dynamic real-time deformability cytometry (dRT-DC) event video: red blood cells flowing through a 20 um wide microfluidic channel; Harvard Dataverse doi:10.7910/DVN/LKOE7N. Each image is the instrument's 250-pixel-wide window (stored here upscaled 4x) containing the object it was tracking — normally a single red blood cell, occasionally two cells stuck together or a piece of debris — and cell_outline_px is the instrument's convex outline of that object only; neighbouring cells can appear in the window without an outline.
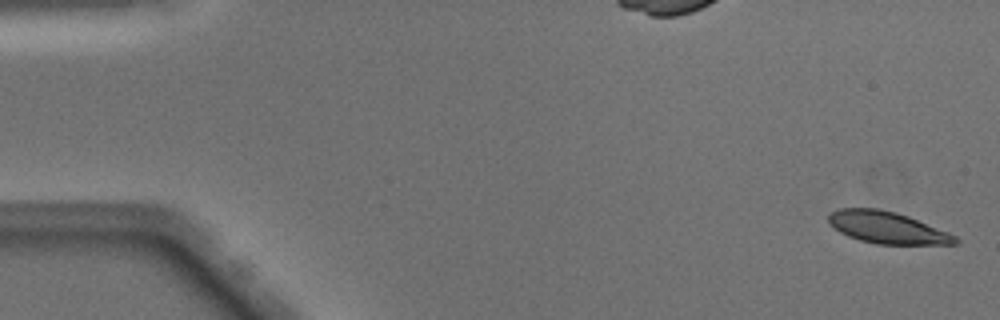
{"species": "Egyptian fruit bat (a non-hibernating species)", "species_latin": "Rousettus aegyptiacus", "temperature_condition": "warm", "stored_images_in_passage": 50, "camera_frame_rate_fps": 3000, "um_per_image_px": 0.085, "animal": {"sex": "male"}, "frame": {"image": 1, "passage_image": 2, "time_ms": 0.333, "image_size_px": [1000, 320], "cell_outline_px": [[960, 244], [876, 244], [860, 240], [848, 236], [840, 232], [828, 220], [828, 212], [840, 208], [876, 208], [896, 212], [908, 216], [948, 232], [956, 236], [960, 240]], "centroid_in_image_um": [75.42, 19.34], "position_along_channel_um": 9.6, "area_um2": 23.47}}
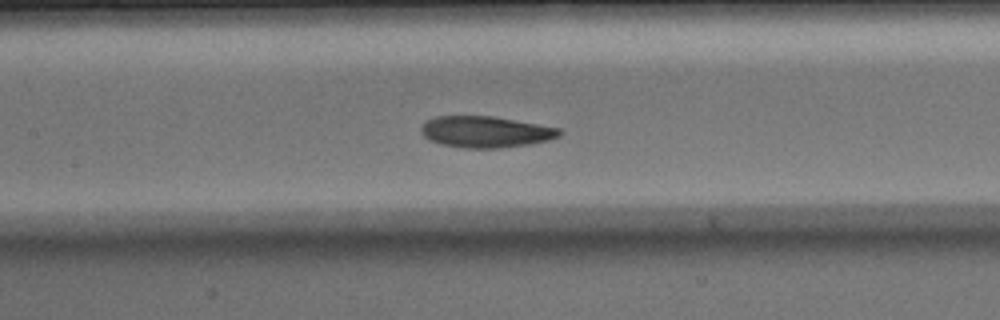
{"frame": {"image": 2, "passage_image": 24, "time_ms": 7.667, "image_size_px": [1000, 320], "cell_outline_px": [[564, 132], [560, 136], [548, 140], [532, 144], [500, 148], [464, 148], [440, 144], [428, 140], [420, 132], [420, 128], [424, 120], [436, 116], [492, 116], [560, 128]], "centroid_in_image_um": [41.25, 11.21], "position_along_channel_um": 166.1, "area_um2": 25.55}}
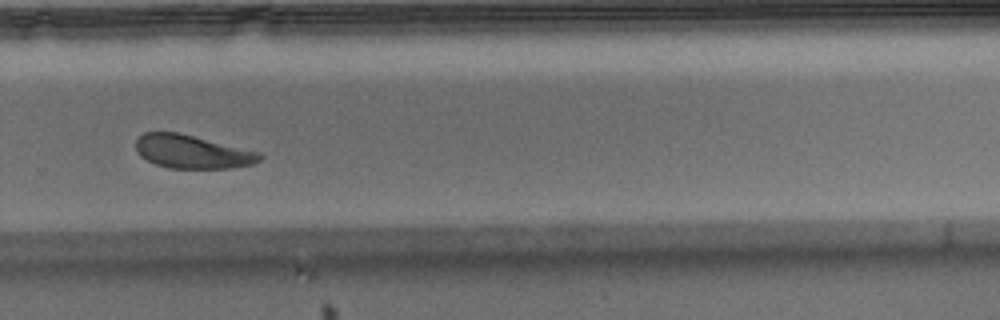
{"frame": {"image": 3, "passage_image": 35, "time_ms": 11.333, "image_size_px": [1000, 320], "cell_outline_px": [[264, 156], [260, 160], [252, 164], [232, 168], [172, 168], [156, 164], [140, 156], [136, 152], [136, 140], [144, 132], [176, 132], [260, 152]], "centroid_in_image_um": [16.34, 12.9], "position_along_channel_um": 313.5, "area_um2": 23.87}, "authors_computed_cell_mechanics": {"area_um2": 25.6054, "velocity_mm_per_s": 4.0354, "shape_relaxation_time_tau1_ms": 2.8597, "shape_relaxation_time_tau2_ms": 3.7854, "deformation_change_tau1": 0.1187, "deformation_change_tau2": 0.0991}}